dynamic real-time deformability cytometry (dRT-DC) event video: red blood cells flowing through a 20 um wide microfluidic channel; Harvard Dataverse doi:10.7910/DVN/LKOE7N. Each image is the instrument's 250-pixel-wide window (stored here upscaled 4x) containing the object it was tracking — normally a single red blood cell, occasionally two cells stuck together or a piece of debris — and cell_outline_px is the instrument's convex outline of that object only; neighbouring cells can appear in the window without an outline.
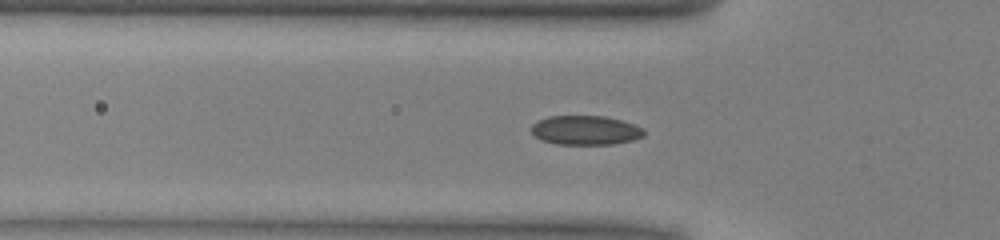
{"species": "common noctule bat (a hibernating species)", "species_latin": "Nyctalus noctula", "temperature_condition": "warm", "stored_images_in_passage": 50, "camera_frame_rate_fps": 3000, "um_per_image_px": 0.085, "animal": {"sex": "male", "body_mass_g": 13.0, "forearm_length_mm": 53.1}, "frame": {"image": 1, "passage_image": 15, "time_ms": 4.667, "image_size_px": [1000, 240], "cell_outline_px": [[644, 136], [632, 140], [612, 144], [556, 144], [540, 140], [532, 132], [532, 124], [536, 120], [548, 116], [604, 116], [636, 124], [644, 128]], "centroid_in_image_um": [49.76, 11.06], "position_along_channel_um": 76.0, "area_um2": 19.31}}
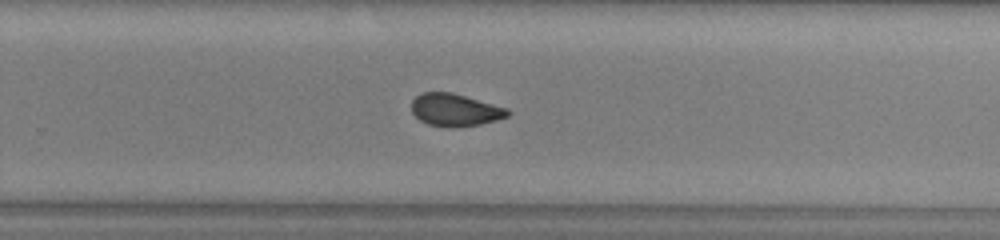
{"frame": {"image": 2, "passage_image": 31, "time_ms": 10.0, "image_size_px": [1000, 240], "cell_outline_px": [[512, 112], [508, 116], [496, 120], [480, 124], [452, 128], [428, 124], [420, 120], [412, 112], [412, 100], [420, 92], [452, 92], [508, 108]], "centroid_in_image_um": [38.69, 9.34], "position_along_channel_um": 291.1, "area_um2": 18.26}}
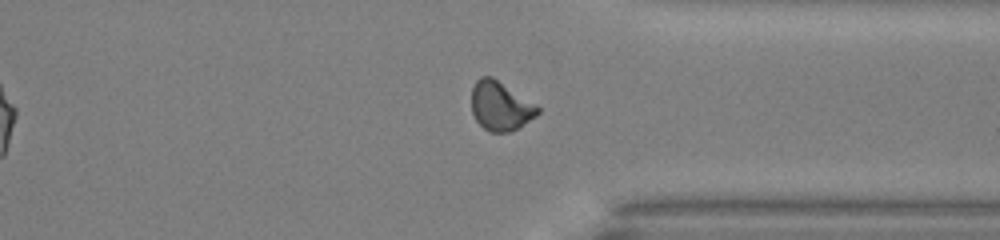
{"frame": {"image": 3, "passage_image": 37, "time_ms": 12.0, "image_size_px": [1000, 240], "cell_outline_px": [[540, 112], [536, 116], [512, 132], [488, 132], [476, 120], [472, 112], [472, 88], [476, 80], [480, 76], [492, 76], [536, 104], [540, 108]], "centroid_in_image_um": [42.54, 9.01], "position_along_channel_um": 368.9, "area_um2": 19.02}, "authors_computed_cell_mechanics": {"area_um2": 18.9584, "velocity_mm_per_s": 4.0299, "shape_relaxation_time_tau1_ms": 8.8023, "shape_relaxation_time_tau2_ms": 2.0489, "deformation_change_tau1": 0.152, "deformation_change_tau2": 0.0519}}